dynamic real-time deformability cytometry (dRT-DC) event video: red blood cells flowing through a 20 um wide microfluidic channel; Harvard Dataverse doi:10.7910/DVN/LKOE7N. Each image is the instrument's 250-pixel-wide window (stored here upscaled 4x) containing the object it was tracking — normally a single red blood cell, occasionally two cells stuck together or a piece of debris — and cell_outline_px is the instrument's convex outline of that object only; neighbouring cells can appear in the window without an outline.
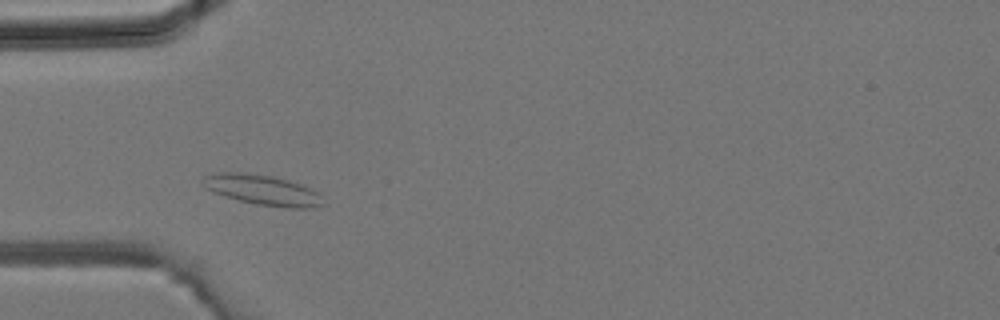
{"species": "common noctule bat (a hibernating species)", "species_latin": "Nyctalus noctula", "temperature_condition": "room temperature", "stored_images_in_passage": 1, "camera_frame_rate_fps": 3000, "um_per_image_px": 0.085, "animal": {"sex": "male", "body_mass_g": 19.2, "forearm_length_mm": 51.8}, "frame": {"image": 1, "passage_image": 1, "time_ms": 0.0, "image_size_px": [1000, 320], "cell_outline_px": [[324, 204], [308, 208], [288, 208], [256, 204], [240, 200], [204, 188], [200, 180], [204, 176], [220, 172], [240, 172], [272, 176], [288, 180], [312, 188], [320, 192]], "centroid_in_image_um": [22.34, 16.14], "position_along_channel_um": 62.7, "area_um2": 21.1}}